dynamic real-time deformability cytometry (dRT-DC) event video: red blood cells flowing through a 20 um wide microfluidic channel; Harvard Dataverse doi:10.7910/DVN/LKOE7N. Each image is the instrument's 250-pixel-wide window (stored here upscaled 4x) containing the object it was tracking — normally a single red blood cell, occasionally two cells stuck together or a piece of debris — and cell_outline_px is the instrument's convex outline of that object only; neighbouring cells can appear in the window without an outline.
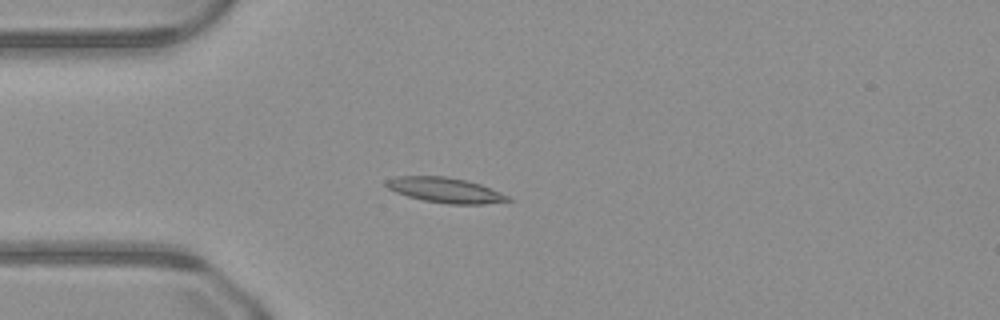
{"species": "common noctule bat (a hibernating species)", "species_latin": "Nyctalus noctula", "temperature_condition": "warm", "stored_images_in_passage": 49, "camera_frame_rate_fps": 3000, "um_per_image_px": 0.085, "animal": {"sex": "male", "body_mass_g": 23.1, "forearm_length_mm": 52.7}, "frame": {"image": 1, "passage_image": 13, "time_ms": 4.0, "image_size_px": [1000, 320], "cell_outline_px": [[512, 200], [484, 204], [448, 204], [424, 200], [408, 196], [396, 192], [388, 188], [384, 184], [384, 180], [396, 176], [444, 176], [464, 180], [480, 184], [500, 192], [508, 196]], "centroid_in_image_um": [37.8, 16.15], "position_along_channel_um": 47.2, "area_um2": 17.69}}
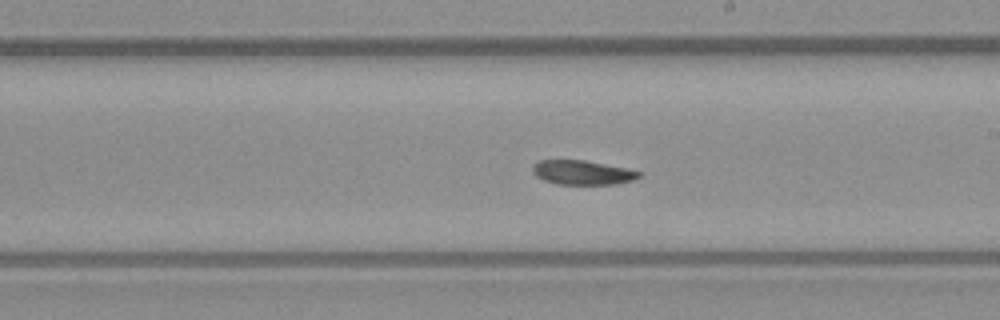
{"frame": {"image": 2, "passage_image": 28, "time_ms": 9.0, "image_size_px": [1000, 320], "cell_outline_px": [[640, 176], [632, 180], [616, 184], [556, 184], [544, 180], [536, 176], [532, 172], [532, 164], [540, 160], [584, 160], [628, 168], [640, 172]], "centroid_in_image_um": [49.47, 14.66], "position_along_channel_um": 239.5, "area_um2": 15.09}}
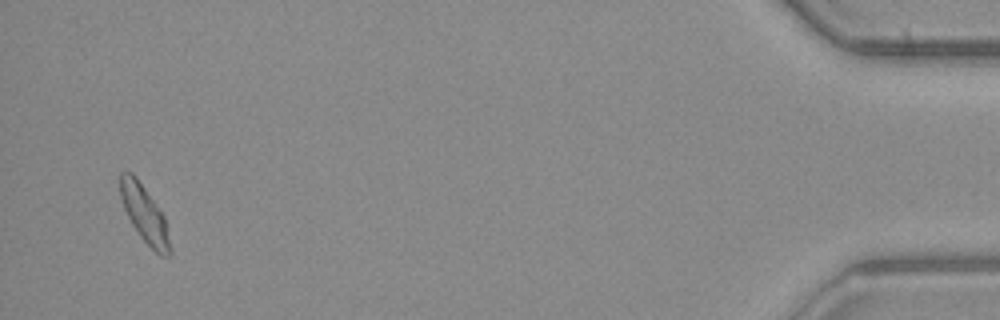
{"frame": {"image": 3, "passage_image": 48, "time_ms": 15.667, "image_size_px": [1000, 320], "cell_outline_px": [[172, 252], [168, 256], [160, 256], [140, 236], [132, 224], [124, 208], [120, 196], [120, 172], [132, 172], [136, 176], [164, 216]], "centroid_in_image_um": [12.28, 18.19], "position_along_channel_um": 422.9, "area_um2": 16.18}}